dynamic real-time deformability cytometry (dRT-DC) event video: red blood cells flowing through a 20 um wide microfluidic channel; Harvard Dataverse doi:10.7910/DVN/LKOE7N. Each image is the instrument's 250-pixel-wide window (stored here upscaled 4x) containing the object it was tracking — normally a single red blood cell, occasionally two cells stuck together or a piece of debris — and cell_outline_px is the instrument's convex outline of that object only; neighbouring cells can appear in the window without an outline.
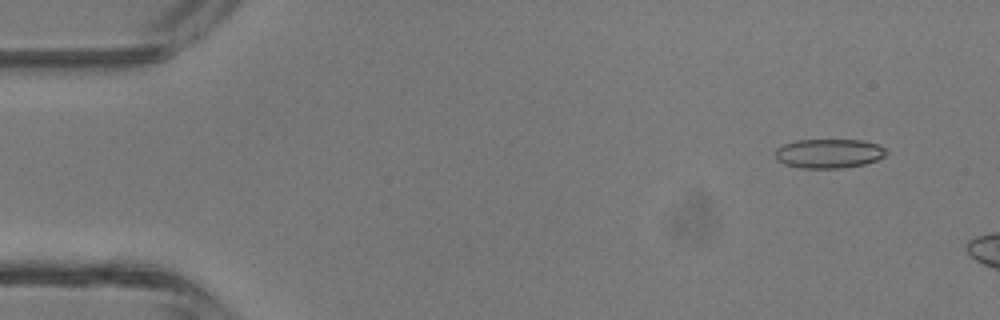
{"species": "common noctule bat (a hibernating species)", "species_latin": "Nyctalus noctula", "temperature_condition": "room temperature", "stored_images_in_passage": 2, "camera_frame_rate_fps": 3000, "um_per_image_px": 0.085, "animal": {"sex": "male", "body_mass_g": 13.3}, "frame": {"image": 1, "passage_image": 1, "time_ms": 0.0, "image_size_px": [1000, 320], "cell_outline_px": [[888, 152], [884, 156], [876, 160], [864, 164], [844, 168], [800, 168], [784, 164], [776, 160], [776, 148], [784, 144], [796, 140], [860, 140], [876, 144], [884, 148]], "centroid_in_image_um": [70.43, 13.05], "position_along_channel_um": 14.6, "area_um2": 18.9}}